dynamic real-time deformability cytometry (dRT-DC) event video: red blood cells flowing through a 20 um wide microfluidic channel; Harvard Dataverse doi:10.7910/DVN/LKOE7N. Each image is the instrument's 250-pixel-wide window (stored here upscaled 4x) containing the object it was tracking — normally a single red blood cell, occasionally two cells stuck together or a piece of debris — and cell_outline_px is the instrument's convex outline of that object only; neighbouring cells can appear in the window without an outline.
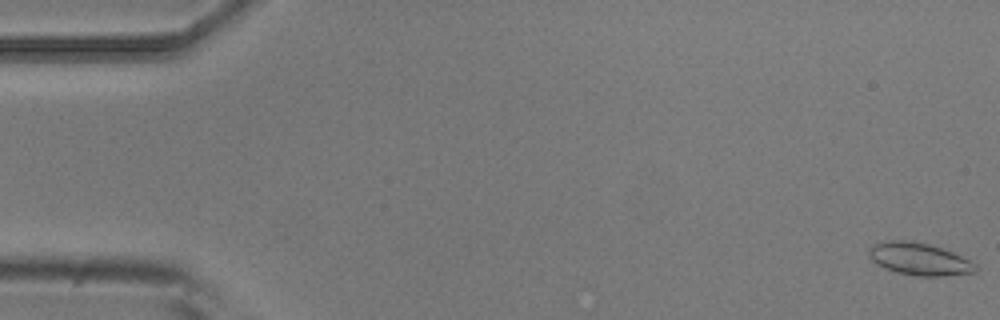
{"species": "common noctule bat (a hibernating species)", "species_latin": "Nyctalus noctula", "temperature_condition": "room temperature", "stored_images_in_passage": 15, "camera_frame_rate_fps": 3000, "um_per_image_px": 0.085, "animal": {"sex": "male", "body_mass_g": 20.5, "forearm_length_mm": 52.5}, "frame": {"image": 1, "passage_image": 1, "time_ms": 0.0, "image_size_px": [1000, 320], "cell_outline_px": [[976, 272], [944, 276], [916, 276], [896, 272], [884, 268], [876, 264], [868, 256], [868, 248], [872, 244], [888, 240], [912, 240], [928, 244], [952, 252], [976, 264]], "centroid_in_image_um": [78.07, 22.01], "position_along_channel_um": 6.9, "area_um2": 20.17}}
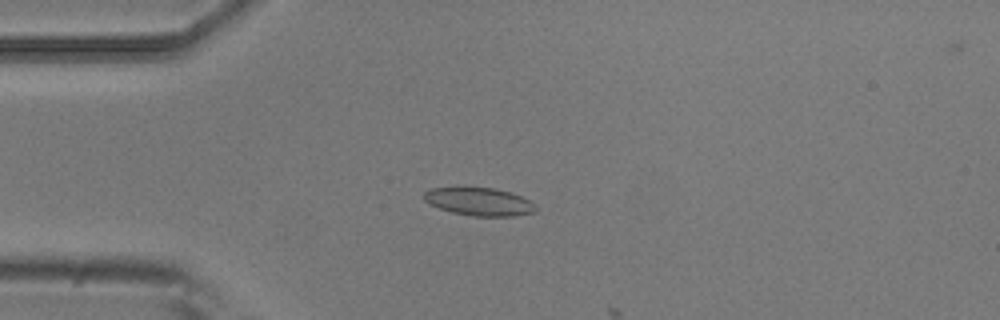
{"frame": {"image": 2, "passage_image": 14, "time_ms": 4.333, "image_size_px": [1000, 320], "cell_outline_px": [[536, 212], [512, 216], [472, 216], [452, 212], [440, 208], [424, 200], [424, 192], [432, 188], [456, 184], [464, 184], [496, 188], [512, 192], [532, 200], [536, 204]], "centroid_in_image_um": [40.73, 17.07], "position_along_channel_um": 44.3, "area_um2": 19.25}}